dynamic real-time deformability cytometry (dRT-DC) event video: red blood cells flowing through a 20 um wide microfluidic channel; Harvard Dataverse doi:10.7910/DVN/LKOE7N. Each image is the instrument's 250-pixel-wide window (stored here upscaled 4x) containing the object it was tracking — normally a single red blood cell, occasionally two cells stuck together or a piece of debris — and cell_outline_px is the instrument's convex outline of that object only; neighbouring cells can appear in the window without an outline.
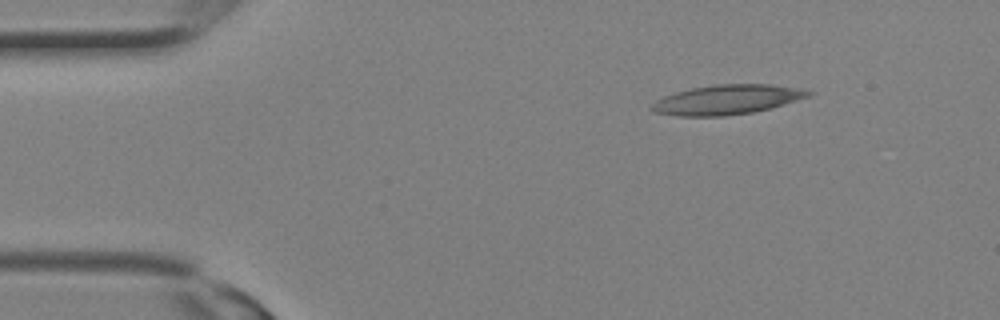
{"species": "Egyptian fruit bat (a non-hibernating species)", "species_latin": "Rousettus aegyptiacus", "temperature_condition": "room temperature", "stored_images_in_passage": 13, "camera_frame_rate_fps": 3000, "um_per_image_px": 0.085, "animal": {"sex": "female"}, "frame": {"image": 1, "passage_image": 1, "time_ms": 0.0, "image_size_px": [1000, 320], "cell_outline_px": [[816, 92], [808, 96], [768, 108], [752, 112], [724, 116], [676, 116], [656, 112], [652, 108], [652, 104], [656, 100], [664, 96], [676, 92], [692, 88], [716, 84], [768, 84], [800, 88]], "centroid_in_image_um": [61.78, 8.46], "position_along_channel_um": 23.2, "area_um2": 26.65}}
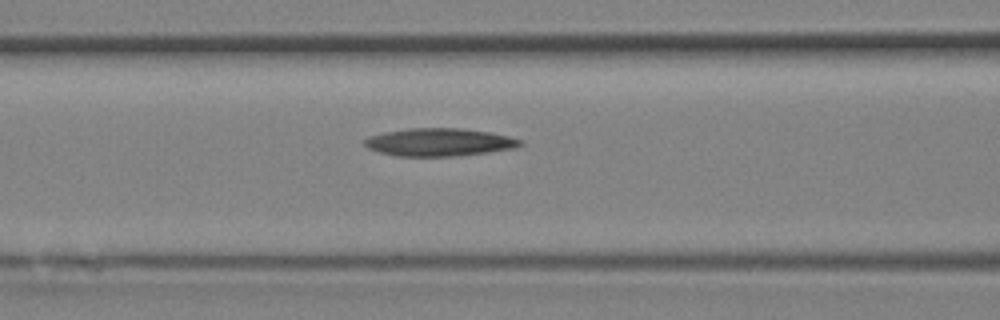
{"frame": {"image": 2, "passage_image": 9, "time_ms": 2.667, "image_size_px": [1000, 320], "cell_outline_px": [[524, 144], [516, 148], [488, 152], [456, 156], [396, 156], [380, 152], [368, 148], [364, 144], [364, 140], [368, 136], [384, 132], [408, 128], [460, 128], [488, 132], [508, 136], [524, 140]], "centroid_in_image_um": [37.35, 12.08], "position_along_channel_um": 129.2, "area_um2": 25.32}}
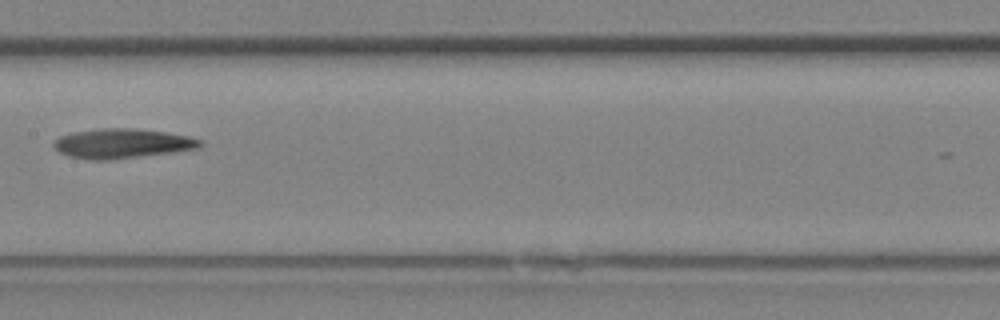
{"frame": {"image": 3, "passage_image": 12, "time_ms": 3.667, "image_size_px": [1000, 320], "cell_outline_px": [[204, 144], [200, 148], [176, 152], [112, 160], [88, 160], [68, 156], [52, 148], [52, 144], [60, 136], [72, 132], [100, 128], [136, 128], [164, 132], [188, 136], [200, 140]], "centroid_in_image_um": [10.37, 12.21], "position_along_channel_um": 197.0, "area_um2": 25.61}}